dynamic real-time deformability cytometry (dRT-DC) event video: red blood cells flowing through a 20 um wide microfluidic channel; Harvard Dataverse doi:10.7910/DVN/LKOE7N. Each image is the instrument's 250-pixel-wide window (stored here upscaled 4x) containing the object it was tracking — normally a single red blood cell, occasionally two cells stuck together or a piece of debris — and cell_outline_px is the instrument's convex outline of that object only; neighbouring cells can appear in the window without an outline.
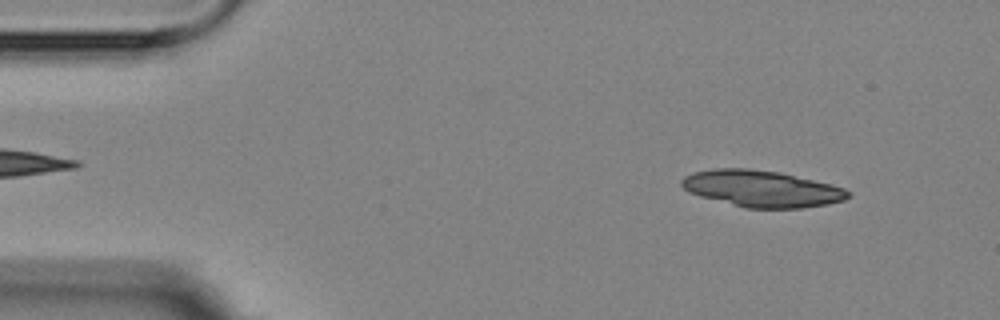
{"species": "Egyptian fruit bat (a non-hibernating species)", "species_latin": "Rousettus aegyptiacus", "temperature_condition": "room temperature", "stored_images_in_passage": 7, "camera_frame_rate_fps": 3000, "um_per_image_px": 0.085, "animal": {"sex": "female"}, "frame": {"image": 1, "passage_image": 1, "time_ms": 0.0, "image_size_px": [1000, 320], "cell_outline_px": [[852, 196], [844, 200], [828, 204], [800, 208], [744, 208], [700, 196], [688, 192], [680, 184], [680, 180], [684, 176], [692, 172], [716, 168], [748, 168], [780, 172], [832, 184], [844, 188], [852, 192]], "centroid_in_image_um": [64.75, 16.03], "position_along_channel_um": 20.3, "area_um2": 35.72}}
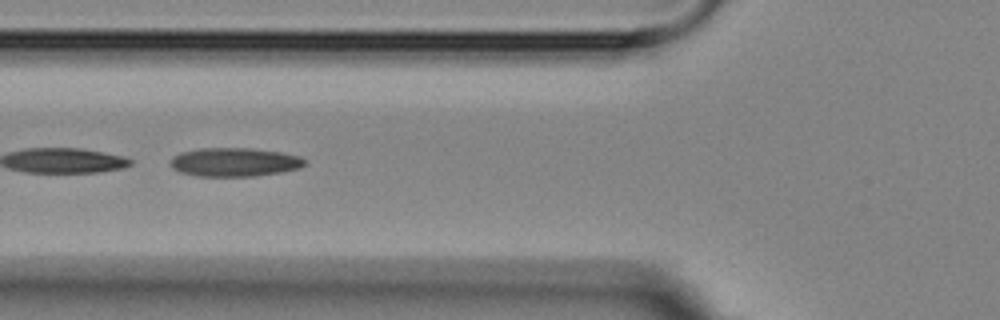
{"frame": {"image": 2, "passage_image": 5, "time_ms": 4.667, "image_size_px": [1000, 320], "cell_outline_px": [[304, 164], [300, 168], [280, 172], [256, 176], [196, 176], [180, 172], [172, 168], [172, 156], [180, 152], [200, 148], [248, 148], [280, 152], [300, 156], [304, 160]], "centroid_in_image_um": [19.91, 13.78], "position_along_channel_um": 105.9, "area_um2": 22.37}}
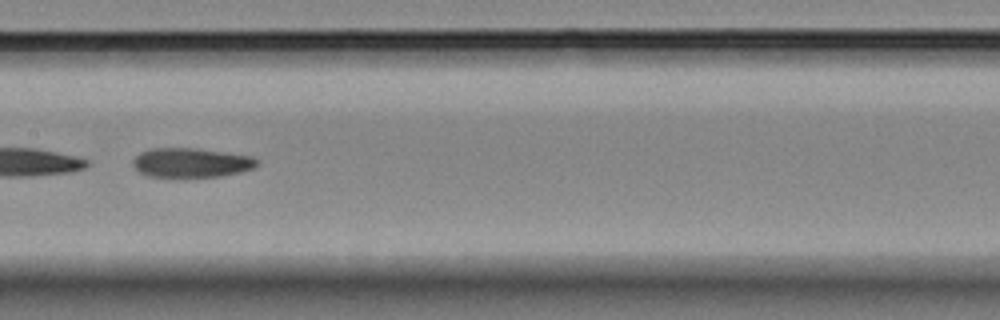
{"frame": {"image": 3, "passage_image": 7, "time_ms": 7.0, "image_size_px": [1000, 320], "cell_outline_px": [[260, 164], [252, 168], [240, 172], [220, 176], [184, 180], [176, 180], [148, 176], [140, 172], [132, 164], [132, 160], [140, 152], [148, 148], [196, 148], [228, 152], [252, 156], [260, 160]], "centroid_in_image_um": [16.24, 13.87], "position_along_channel_um": 191.2, "area_um2": 22.43}}